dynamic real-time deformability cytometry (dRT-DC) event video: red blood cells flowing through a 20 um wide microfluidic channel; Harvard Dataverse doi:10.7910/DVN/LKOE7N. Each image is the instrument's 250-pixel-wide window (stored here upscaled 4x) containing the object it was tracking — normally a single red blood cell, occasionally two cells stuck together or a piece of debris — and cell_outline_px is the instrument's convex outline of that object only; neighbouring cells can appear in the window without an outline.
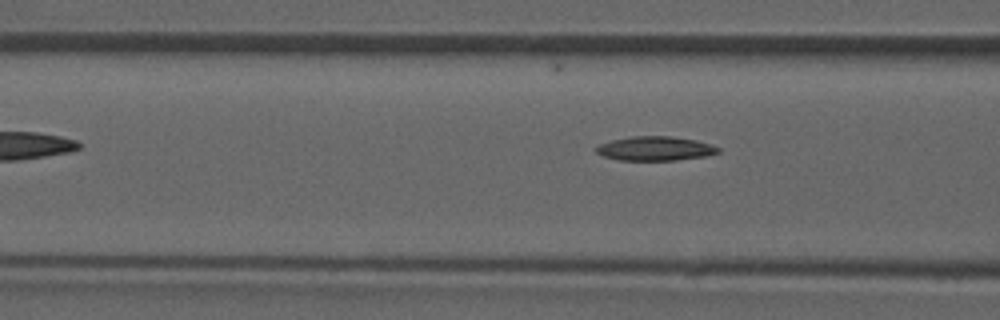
{"species": "common noctule bat (a hibernating species)", "species_latin": "Nyctalus noctula", "temperature_condition": "room temperature", "stored_images_in_passage": 5, "camera_frame_rate_fps": 3000, "um_per_image_px": 0.085, "animal": {"sex": "male", "forearm_length_mm": 52.5}, "frame": {"image": 1, "passage_image": 4, "time_ms": 4.333, "image_size_px": [1000, 320], "cell_outline_px": [[720, 152], [704, 156], [676, 160], [620, 160], [604, 156], [596, 152], [592, 148], [596, 144], [612, 140], [632, 136], [672, 136], [696, 140], [712, 144], [720, 148]], "centroid_in_image_um": [55.66, 12.61], "position_along_channel_um": 110.9, "area_um2": 17.34}}